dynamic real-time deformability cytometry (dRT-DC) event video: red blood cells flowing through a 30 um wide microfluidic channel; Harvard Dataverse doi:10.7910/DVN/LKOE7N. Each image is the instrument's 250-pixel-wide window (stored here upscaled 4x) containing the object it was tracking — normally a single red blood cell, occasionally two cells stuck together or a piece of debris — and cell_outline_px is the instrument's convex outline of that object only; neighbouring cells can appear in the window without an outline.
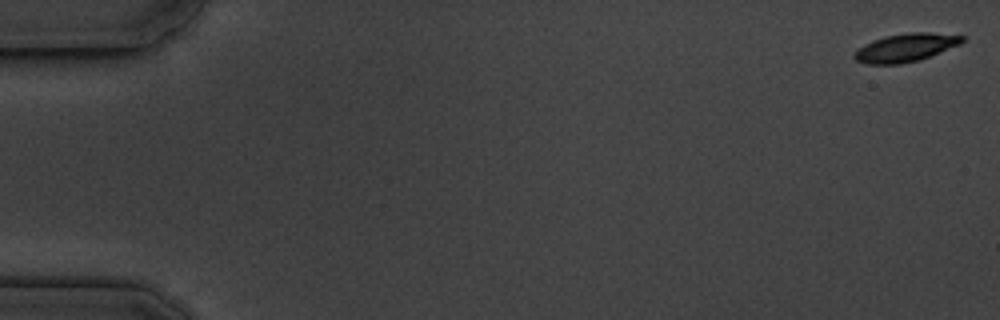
{"species": "common noctule bat (a hibernating species)", "species_latin": "Nyctalus noctula", "temperature_condition": "cold", "stored_images_in_passage": 56, "camera_frame_rate_fps": 3000, "um_per_image_px": 0.085, "animal": {"sex": "male", "body_mass_g": 19.5, "forearm_length_mm": 54.6}, "frame": {"image": 1, "passage_image": 1, "time_ms": 0.0, "image_size_px": [1000, 320], "cell_outline_px": [[968, 36], [960, 44], [920, 60], [900, 64], [868, 64], [856, 60], [852, 56], [864, 44], [872, 40], [884, 36], [908, 32], [928, 32]], "centroid_in_image_um": [77.0, 4.04], "position_along_channel_um": 8.0, "area_um2": 17.74}}
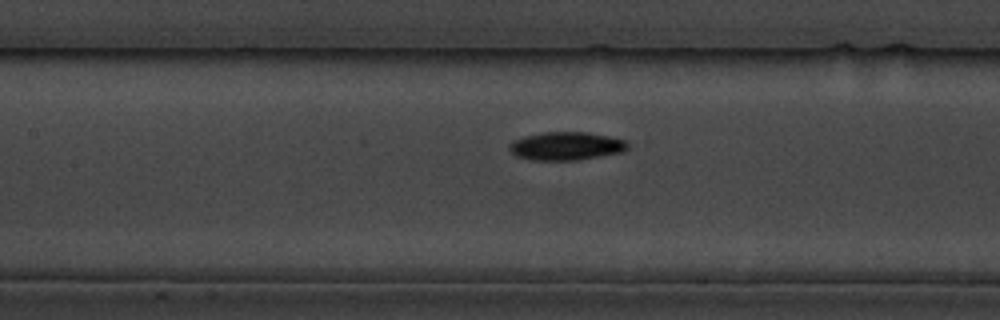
{"frame": {"image": 2, "passage_image": 26, "time_ms": 8.333, "image_size_px": [1000, 320], "cell_outline_px": [[628, 148], [624, 152], [576, 160], [532, 160], [516, 156], [508, 148], [508, 144], [524, 136], [544, 132], [588, 132], [608, 136], [624, 140], [628, 144]], "centroid_in_image_um": [48.12, 12.41], "position_along_channel_um": 159.3, "area_um2": 19.42}}
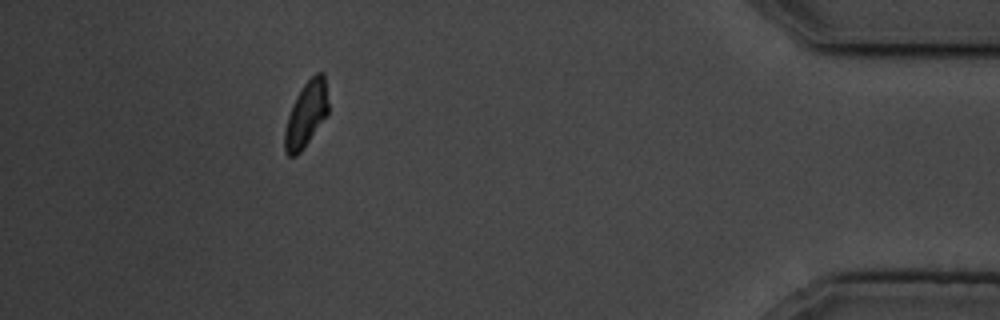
{"frame": {"image": 3, "passage_image": 51, "time_ms": 16.667, "image_size_px": [1000, 320], "cell_outline_px": [[328, 112], [304, 148], [296, 156], [288, 156], [284, 152], [284, 132], [288, 116], [292, 104], [296, 96], [304, 84], [316, 72], [324, 72], [328, 104]], "centroid_in_image_um": [26.0, 9.73], "position_along_channel_um": 409.2, "area_um2": 16.47}, "authors_computed_cell_mechanics": {"area_um2": 18.1492, "velocity_mm_per_s": 3.6022, "shape_relaxation_time_tau1_ms": 3.1196, "shape_relaxation_time_tau2_ms": null, "deformation_change_tau1": 0.139, "deformation_change_tau2": null}}